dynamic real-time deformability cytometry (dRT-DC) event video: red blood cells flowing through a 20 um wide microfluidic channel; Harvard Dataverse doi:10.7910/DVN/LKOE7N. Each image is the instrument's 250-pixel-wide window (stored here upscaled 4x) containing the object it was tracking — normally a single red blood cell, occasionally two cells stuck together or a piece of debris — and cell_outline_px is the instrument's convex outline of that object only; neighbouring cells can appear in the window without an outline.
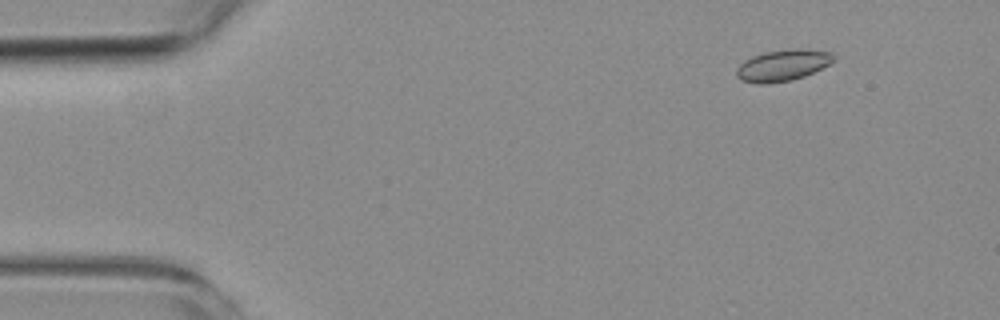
{"species": "common noctule bat (a hibernating species)", "species_latin": "Nyctalus noctula", "temperature_condition": "room temperature", "stored_images_in_passage": 6, "segment_of_instrument_passage": [2, 2], "camera_frame_rate_fps": 3000, "um_per_image_px": 0.085, "animal": {"sex": "female", "body_mass_g": 19.3, "forearm_length_mm": 54.1}, "frame": {"image": 1, "passage_image": 6, "time_ms": 6.667, "image_size_px": [1000, 320], "cell_outline_px": [[836, 60], [804, 76], [792, 80], [768, 84], [756, 84], [740, 80], [736, 76], [736, 68], [744, 60], [752, 56], [764, 52], [792, 48], [808, 48], [832, 52], [836, 56]], "centroid_in_image_um": [66.53, 5.54], "position_along_channel_um": 18.5, "area_um2": 18.09}}